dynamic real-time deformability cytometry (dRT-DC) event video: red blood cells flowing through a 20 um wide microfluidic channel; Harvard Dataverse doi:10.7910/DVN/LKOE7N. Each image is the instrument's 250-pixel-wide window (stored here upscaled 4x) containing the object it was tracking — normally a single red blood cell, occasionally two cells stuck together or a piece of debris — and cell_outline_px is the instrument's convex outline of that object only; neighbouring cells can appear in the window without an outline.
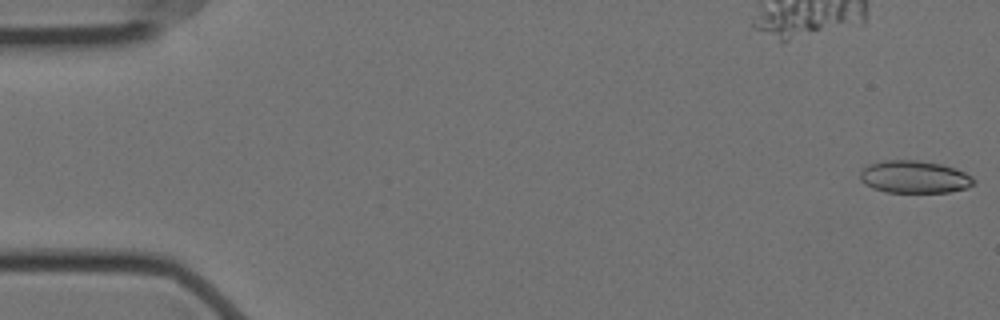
{"species": "Egyptian fruit bat (a non-hibernating species)", "species_latin": "Rousettus aegyptiacus", "temperature_condition": "cold", "stored_images_in_passage": 28, "camera_frame_rate_fps": 3000, "um_per_image_px": 0.085, "animal": {"sex": "female"}, "frame": {"image": 1, "passage_image": 1, "time_ms": 0.0, "image_size_px": [1000, 320], "cell_outline_px": [[976, 184], [968, 188], [948, 192], [884, 192], [872, 188], [864, 184], [860, 180], [860, 172], [868, 164], [884, 160], [916, 160], [940, 164], [956, 168], [972, 176], [976, 180]], "centroid_in_image_um": [77.74, 15.04], "position_along_channel_um": 7.3, "area_um2": 21.73}}
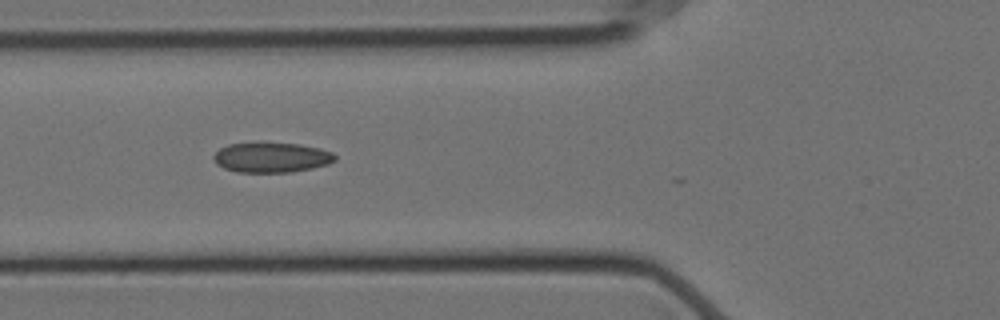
{"frame": {"image": 2, "passage_image": 21, "time_ms": 6.667, "image_size_px": [1000, 320], "cell_outline_px": [[336, 160], [328, 164], [312, 168], [292, 172], [236, 172], [224, 168], [216, 164], [212, 156], [220, 148], [228, 144], [300, 144], [320, 148], [332, 152], [336, 156]], "centroid_in_image_um": [23.09, 13.4], "position_along_channel_um": 102.7, "area_um2": 20.98}}
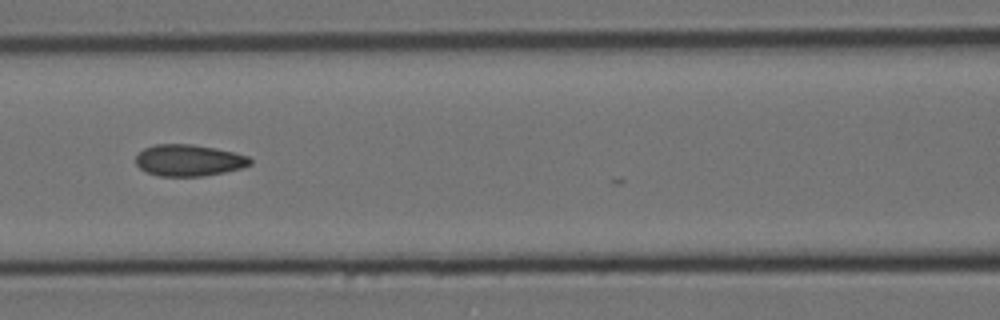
{"frame": {"image": 3, "passage_image": 25, "time_ms": 8.0, "image_size_px": [1000, 320], "cell_outline_px": [[252, 164], [240, 168], [224, 172], [204, 176], [160, 176], [148, 172], [140, 168], [136, 164], [136, 156], [144, 148], [156, 144], [192, 144], [216, 148], [248, 156], [252, 160]], "centroid_in_image_um": [16.05, 13.62], "position_along_channel_um": 150.5, "area_um2": 20.92}}